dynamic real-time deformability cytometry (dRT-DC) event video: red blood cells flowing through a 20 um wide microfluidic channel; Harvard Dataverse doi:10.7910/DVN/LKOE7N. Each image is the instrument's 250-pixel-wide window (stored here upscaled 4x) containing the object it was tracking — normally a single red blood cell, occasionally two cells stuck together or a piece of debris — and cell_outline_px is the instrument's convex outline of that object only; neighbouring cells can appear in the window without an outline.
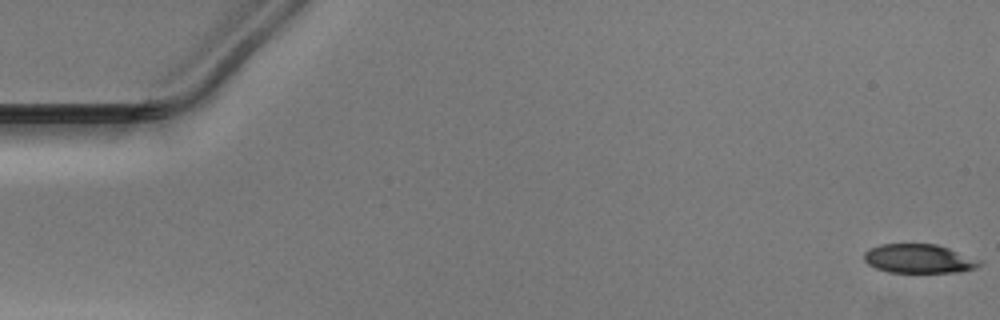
{"species": "Egyptian fruit bat (a non-hibernating species)", "species_latin": "Rousettus aegyptiacus", "temperature_condition": "warm", "stored_images_in_passage": 52, "camera_frame_rate_fps": 3000, "um_per_image_px": 0.085, "animal": {"sex": "male"}, "frame": {"image": 1, "passage_image": 1, "time_ms": 0.0, "image_size_px": [1000, 320], "cell_outline_px": [[980, 264], [976, 268], [960, 272], [888, 272], [876, 268], [868, 264], [864, 260], [864, 252], [868, 248], [880, 244], [936, 244], [948, 248], [980, 260]], "centroid_in_image_um": [78.06, 21.98], "position_along_channel_um": 6.9, "area_um2": 19.42}}
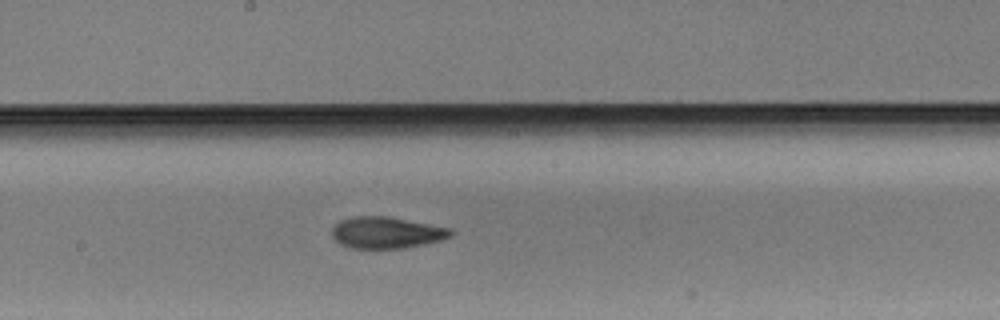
{"frame": {"image": 2, "passage_image": 28, "time_ms": 9.0, "image_size_px": [1000, 320], "cell_outline_px": [[452, 236], [440, 240], [400, 248], [348, 248], [340, 244], [332, 236], [332, 228], [340, 220], [352, 216], [388, 216], [452, 228]], "centroid_in_image_um": [32.82, 19.76], "position_along_channel_um": 215.4, "area_um2": 21.73}}
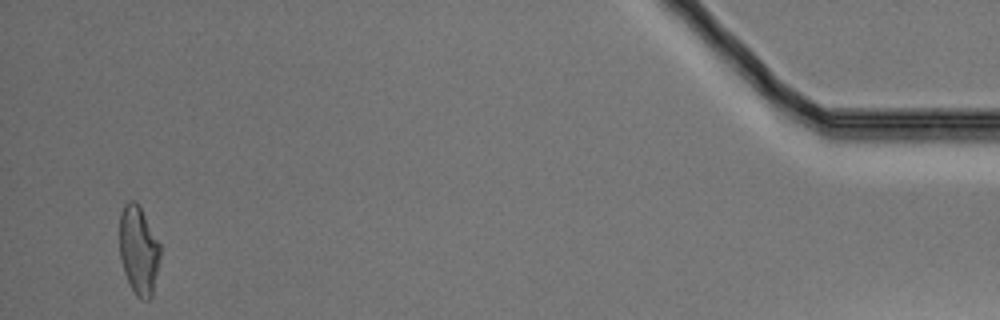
{"frame": {"image": 3, "passage_image": 50, "time_ms": 16.333, "image_size_px": [1000, 320], "cell_outline_px": [[160, 256], [152, 296], [148, 300], [140, 300], [136, 296], [124, 272], [120, 256], [120, 212], [124, 204], [128, 200], [136, 200], [160, 244]], "centroid_in_image_um": [11.78, 21.27], "position_along_channel_um": 423.4, "area_um2": 20.87}}